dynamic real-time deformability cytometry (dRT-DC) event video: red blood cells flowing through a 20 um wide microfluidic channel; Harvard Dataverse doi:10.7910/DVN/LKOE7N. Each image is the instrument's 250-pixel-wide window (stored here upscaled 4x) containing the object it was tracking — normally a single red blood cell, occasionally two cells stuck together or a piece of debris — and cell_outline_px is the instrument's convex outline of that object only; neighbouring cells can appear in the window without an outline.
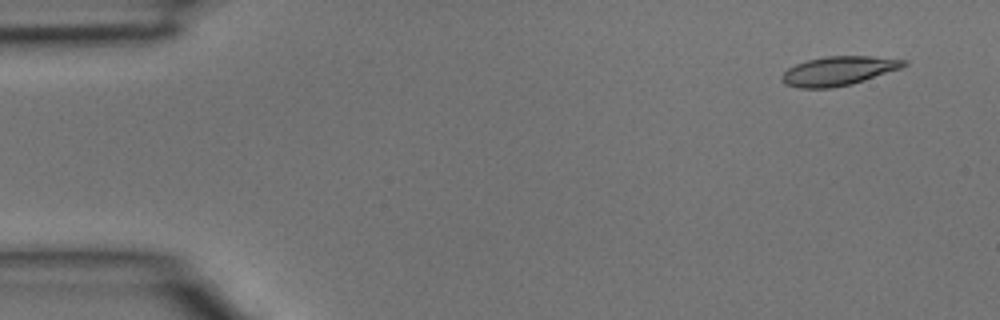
{"species": "common noctule bat (a hibernating species)", "species_latin": "Nyctalus noctula", "temperature_condition": "room temperature", "stored_images_in_passage": 4, "camera_frame_rate_fps": 3000, "um_per_image_px": 0.085, "animal": {"sex": "male", "body_mass_g": 15.6}, "frame": {"image": 1, "passage_image": 1, "time_ms": 0.0, "image_size_px": [1000, 320], "cell_outline_px": [[908, 64], [900, 68], [852, 84], [832, 88], [800, 88], [788, 84], [780, 80], [780, 76], [788, 68], [796, 64], [808, 60], [824, 56], [868, 56], [908, 60]], "centroid_in_image_um": [71.26, 6.02], "position_along_channel_um": 13.7, "area_um2": 20.52}}
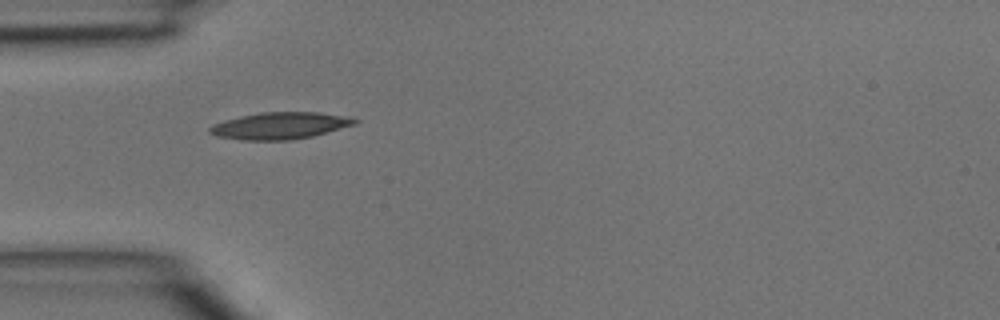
{"frame": {"image": 2, "passage_image": 3, "time_ms": 0.667, "image_size_px": [1000, 320], "cell_outline_px": [[360, 120], [356, 124], [312, 136], [292, 140], [240, 140], [216, 136], [208, 132], [208, 128], [212, 124], [224, 120], [240, 116], [260, 112], [320, 112]], "centroid_in_image_um": [23.73, 10.69], "position_along_channel_um": 61.3, "area_um2": 22.66}}